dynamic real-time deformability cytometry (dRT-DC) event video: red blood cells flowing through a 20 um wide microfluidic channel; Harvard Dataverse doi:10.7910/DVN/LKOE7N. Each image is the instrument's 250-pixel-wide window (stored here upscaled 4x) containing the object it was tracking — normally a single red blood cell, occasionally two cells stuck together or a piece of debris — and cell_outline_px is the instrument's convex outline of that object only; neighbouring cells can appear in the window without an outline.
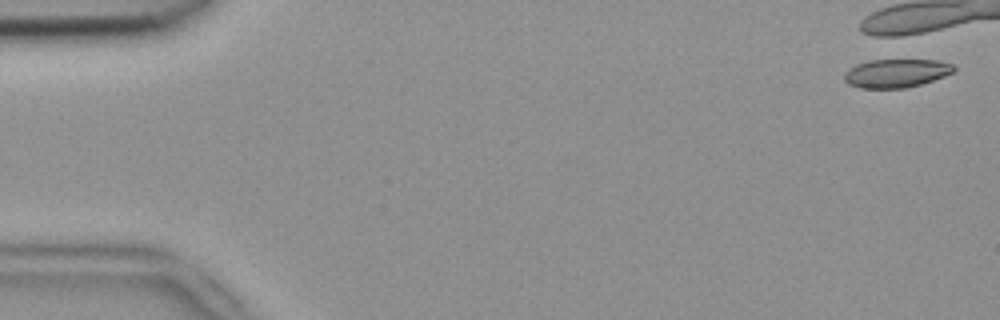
{"species": "common noctule bat (a hibernating species)", "species_latin": "Nyctalus noctula", "temperature_condition": "room temperature", "stored_images_in_passage": 1, "camera_frame_rate_fps": 3000, "um_per_image_px": 0.085, "animal": {"sex": "female", "body_mass_g": 18.4}, "frame": {"image": 1, "passage_image": 1, "time_ms": 0.0, "image_size_px": [1000, 320], "cell_outline_px": [[956, 68], [952, 72], [944, 76], [920, 84], [904, 88], [860, 88], [848, 84], [844, 80], [844, 72], [848, 68], [856, 64], [868, 60], [936, 60], [952, 64]], "centroid_in_image_um": [76.12, 6.22], "position_along_channel_um": 8.9, "area_um2": 18.15}}